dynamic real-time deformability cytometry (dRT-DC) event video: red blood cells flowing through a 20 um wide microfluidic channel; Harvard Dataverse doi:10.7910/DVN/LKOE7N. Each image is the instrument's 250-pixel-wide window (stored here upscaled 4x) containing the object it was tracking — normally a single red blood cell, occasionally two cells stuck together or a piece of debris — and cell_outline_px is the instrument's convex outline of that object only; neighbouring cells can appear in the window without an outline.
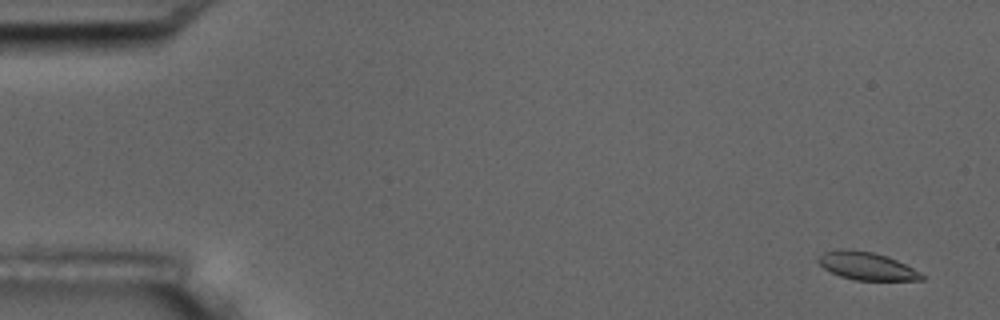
{"species": "common noctule bat (a hibernating species)", "species_latin": "Nyctalus noctula", "temperature_condition": "room temperature", "stored_images_in_passage": 4, "camera_frame_rate_fps": 3000, "um_per_image_px": 0.085, "animal": {"sex": "male", "body_mass_g": 17.5, "forearm_length_mm": 52.3}, "frame": {"image": 1, "passage_image": 1, "time_ms": 0.0, "image_size_px": [1000, 320], "cell_outline_px": [[924, 280], [856, 280], [840, 276], [824, 268], [816, 260], [816, 256], [824, 252], [840, 248], [872, 252], [896, 260], [912, 268], [924, 276]], "centroid_in_image_um": [73.6, 22.6], "position_along_channel_um": 11.4, "area_um2": 16.53}}
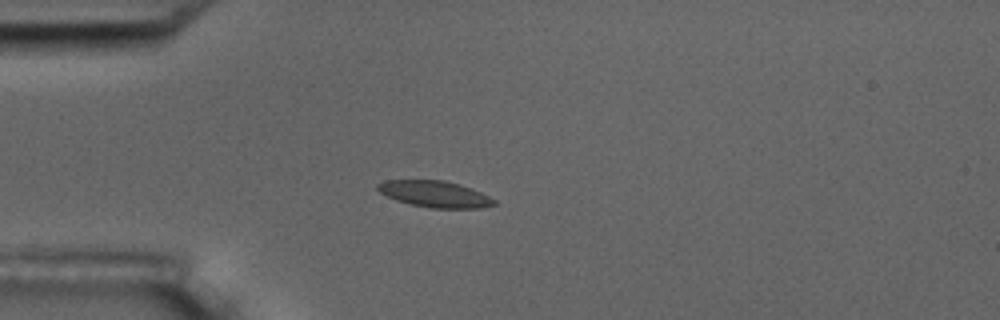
{"frame": {"image": 2, "passage_image": 4, "time_ms": 4.333, "image_size_px": [1000, 320], "cell_outline_px": [[496, 204], [480, 208], [432, 208], [408, 204], [396, 200], [380, 192], [376, 188], [376, 184], [384, 180], [444, 180], [460, 184], [480, 192], [496, 200]], "centroid_in_image_um": [36.94, 16.49], "position_along_channel_um": 48.1, "area_um2": 17.92}}